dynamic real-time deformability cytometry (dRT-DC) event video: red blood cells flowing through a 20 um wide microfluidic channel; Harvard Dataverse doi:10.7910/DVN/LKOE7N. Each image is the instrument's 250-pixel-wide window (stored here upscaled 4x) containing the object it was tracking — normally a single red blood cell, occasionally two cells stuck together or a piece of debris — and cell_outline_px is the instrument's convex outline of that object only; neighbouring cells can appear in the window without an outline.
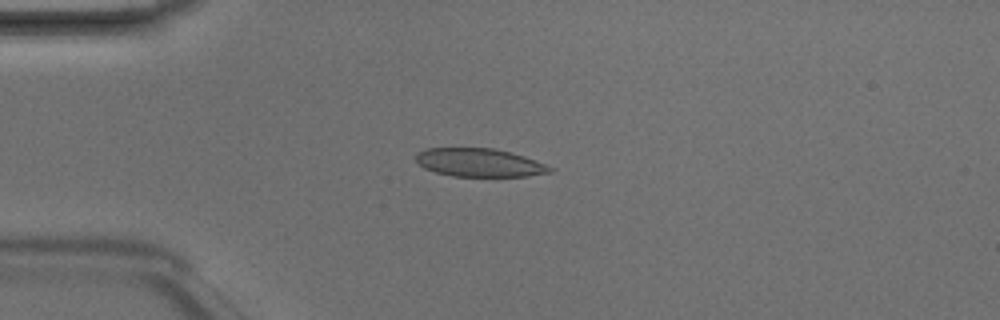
{"species": "Egyptian fruit bat (a non-hibernating species)", "species_latin": "Rousettus aegyptiacus", "temperature_condition": "room temperature", "stored_images_in_passage": 4, "camera_frame_rate_fps": 3000, "um_per_image_px": 0.085, "animal": {"sex": "male"}, "frame": {"image": 1, "passage_image": 4, "time_ms": 1.0, "image_size_px": [1000, 320], "cell_outline_px": [[556, 168], [552, 172], [528, 176], [452, 176], [436, 172], [424, 168], [416, 164], [416, 152], [424, 148], [492, 148], [512, 152], [536, 160]], "centroid_in_image_um": [40.75, 13.82], "position_along_channel_um": 44.3, "area_um2": 22.37}}